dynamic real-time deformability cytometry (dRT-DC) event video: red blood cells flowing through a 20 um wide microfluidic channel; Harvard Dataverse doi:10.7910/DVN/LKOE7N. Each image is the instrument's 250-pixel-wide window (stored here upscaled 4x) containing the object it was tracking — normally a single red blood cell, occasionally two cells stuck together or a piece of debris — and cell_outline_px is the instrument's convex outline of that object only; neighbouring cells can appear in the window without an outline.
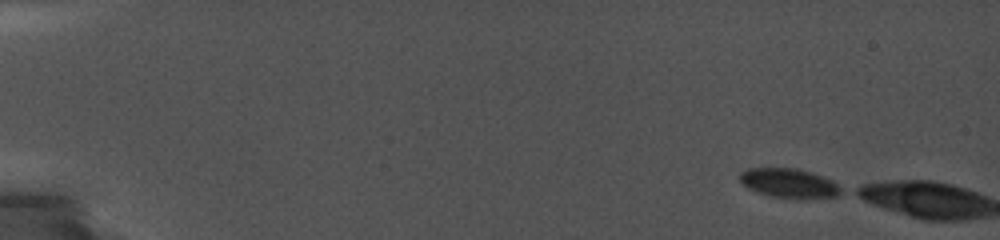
{"species": "common noctule bat (a hibernating species)", "species_latin": "Nyctalus noctula", "temperature_condition": "cold", "stored_images_in_passage": 3, "camera_frame_rate_fps": 5000, "um_per_image_px": 0.085, "animal": {"sex": "female", "body_mass_g": 19.0, "forearm_length_mm": 56.7}, "frame": {"image": 1, "passage_image": 1, "time_ms": 0.0, "image_size_px": [1000, 240], "cell_outline_px": [[844, 192], [836, 196], [800, 200], [772, 196], [748, 188], [740, 180], [740, 172], [748, 168], [796, 168], [812, 172], [824, 176], [832, 180], [844, 188]], "centroid_in_image_um": [67.15, 15.58], "position_along_channel_um": 17.8, "area_um2": 17.63}}